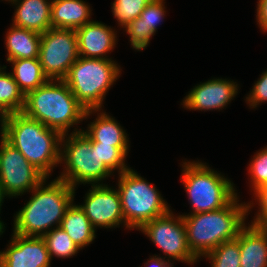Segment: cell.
Here are the masks:
<instances>
[{
	"instance_id": "44dd1931",
	"label": "cell",
	"mask_w": 267,
	"mask_h": 267,
	"mask_svg": "<svg viewBox=\"0 0 267 267\" xmlns=\"http://www.w3.org/2000/svg\"><path fill=\"white\" fill-rule=\"evenodd\" d=\"M7 62L17 59L38 58L41 34L11 25L5 37Z\"/></svg>"
},
{
	"instance_id": "4dcf8cb0",
	"label": "cell",
	"mask_w": 267,
	"mask_h": 267,
	"mask_svg": "<svg viewBox=\"0 0 267 267\" xmlns=\"http://www.w3.org/2000/svg\"><path fill=\"white\" fill-rule=\"evenodd\" d=\"M254 195L260 208L253 221H251V225L267 227V184L256 189Z\"/></svg>"
},
{
	"instance_id": "7a4b0ae2",
	"label": "cell",
	"mask_w": 267,
	"mask_h": 267,
	"mask_svg": "<svg viewBox=\"0 0 267 267\" xmlns=\"http://www.w3.org/2000/svg\"><path fill=\"white\" fill-rule=\"evenodd\" d=\"M238 197L219 210L182 214L188 246L197 259L206 256L221 243L236 239L246 225V215L254 203H239Z\"/></svg>"
},
{
	"instance_id": "7c38bea8",
	"label": "cell",
	"mask_w": 267,
	"mask_h": 267,
	"mask_svg": "<svg viewBox=\"0 0 267 267\" xmlns=\"http://www.w3.org/2000/svg\"><path fill=\"white\" fill-rule=\"evenodd\" d=\"M91 189V190H90ZM85 195L84 204L79 205L92 226L104 228L126 227L121 208V199L118 190L107 184L91 185Z\"/></svg>"
},
{
	"instance_id": "30bf717a",
	"label": "cell",
	"mask_w": 267,
	"mask_h": 267,
	"mask_svg": "<svg viewBox=\"0 0 267 267\" xmlns=\"http://www.w3.org/2000/svg\"><path fill=\"white\" fill-rule=\"evenodd\" d=\"M139 230L147 235L164 253L167 260H177L190 265L197 262L198 259L192 254L188 246L182 215L175 217L170 210L168 213L143 224Z\"/></svg>"
},
{
	"instance_id": "e0dca14e",
	"label": "cell",
	"mask_w": 267,
	"mask_h": 267,
	"mask_svg": "<svg viewBox=\"0 0 267 267\" xmlns=\"http://www.w3.org/2000/svg\"><path fill=\"white\" fill-rule=\"evenodd\" d=\"M16 5L12 25L44 33L51 28V3L48 0H8Z\"/></svg>"
},
{
	"instance_id": "8992f818",
	"label": "cell",
	"mask_w": 267,
	"mask_h": 267,
	"mask_svg": "<svg viewBox=\"0 0 267 267\" xmlns=\"http://www.w3.org/2000/svg\"><path fill=\"white\" fill-rule=\"evenodd\" d=\"M117 64L112 59L78 57L63 81L86 110H100L110 86L120 76Z\"/></svg>"
},
{
	"instance_id": "d6a6232c",
	"label": "cell",
	"mask_w": 267,
	"mask_h": 267,
	"mask_svg": "<svg viewBox=\"0 0 267 267\" xmlns=\"http://www.w3.org/2000/svg\"><path fill=\"white\" fill-rule=\"evenodd\" d=\"M174 263H172V260H167L163 257H160L158 255H153L150 257L149 260H147L145 262V266L144 267H173Z\"/></svg>"
},
{
	"instance_id": "4316f807",
	"label": "cell",
	"mask_w": 267,
	"mask_h": 267,
	"mask_svg": "<svg viewBox=\"0 0 267 267\" xmlns=\"http://www.w3.org/2000/svg\"><path fill=\"white\" fill-rule=\"evenodd\" d=\"M151 0H114L112 13L121 28L134 21L140 16L144 8Z\"/></svg>"
},
{
	"instance_id": "8fae6325",
	"label": "cell",
	"mask_w": 267,
	"mask_h": 267,
	"mask_svg": "<svg viewBox=\"0 0 267 267\" xmlns=\"http://www.w3.org/2000/svg\"><path fill=\"white\" fill-rule=\"evenodd\" d=\"M0 142V184L7 197L31 192L47 177L2 135Z\"/></svg>"
},
{
	"instance_id": "2e32d148",
	"label": "cell",
	"mask_w": 267,
	"mask_h": 267,
	"mask_svg": "<svg viewBox=\"0 0 267 267\" xmlns=\"http://www.w3.org/2000/svg\"><path fill=\"white\" fill-rule=\"evenodd\" d=\"M164 3V0H151L140 16L126 26L125 31L129 35L132 49L141 51L149 45L158 24L165 18Z\"/></svg>"
},
{
	"instance_id": "ac0fdd59",
	"label": "cell",
	"mask_w": 267,
	"mask_h": 267,
	"mask_svg": "<svg viewBox=\"0 0 267 267\" xmlns=\"http://www.w3.org/2000/svg\"><path fill=\"white\" fill-rule=\"evenodd\" d=\"M240 267H267V227L245 225L239 232Z\"/></svg>"
},
{
	"instance_id": "7402d4cb",
	"label": "cell",
	"mask_w": 267,
	"mask_h": 267,
	"mask_svg": "<svg viewBox=\"0 0 267 267\" xmlns=\"http://www.w3.org/2000/svg\"><path fill=\"white\" fill-rule=\"evenodd\" d=\"M60 227L80 249L91 244L96 238V229L92 226L80 206L74 204V201L66 209Z\"/></svg>"
},
{
	"instance_id": "cb8c5ba5",
	"label": "cell",
	"mask_w": 267,
	"mask_h": 267,
	"mask_svg": "<svg viewBox=\"0 0 267 267\" xmlns=\"http://www.w3.org/2000/svg\"><path fill=\"white\" fill-rule=\"evenodd\" d=\"M6 67L0 66V118L10 113L22 112L25 105V96L12 73H6Z\"/></svg>"
},
{
	"instance_id": "ba28073f",
	"label": "cell",
	"mask_w": 267,
	"mask_h": 267,
	"mask_svg": "<svg viewBox=\"0 0 267 267\" xmlns=\"http://www.w3.org/2000/svg\"><path fill=\"white\" fill-rule=\"evenodd\" d=\"M119 175L117 190L126 229H139L143 224L168 213L171 208L158 189L131 167Z\"/></svg>"
},
{
	"instance_id": "484cf974",
	"label": "cell",
	"mask_w": 267,
	"mask_h": 267,
	"mask_svg": "<svg viewBox=\"0 0 267 267\" xmlns=\"http://www.w3.org/2000/svg\"><path fill=\"white\" fill-rule=\"evenodd\" d=\"M204 257L210 260L211 267H240L239 234L236 239L221 243Z\"/></svg>"
},
{
	"instance_id": "9a60e30c",
	"label": "cell",
	"mask_w": 267,
	"mask_h": 267,
	"mask_svg": "<svg viewBox=\"0 0 267 267\" xmlns=\"http://www.w3.org/2000/svg\"><path fill=\"white\" fill-rule=\"evenodd\" d=\"M75 31L79 57L112 59L107 58L106 53L113 51L117 43L118 36L113 27L93 20Z\"/></svg>"
},
{
	"instance_id": "603a6c76",
	"label": "cell",
	"mask_w": 267,
	"mask_h": 267,
	"mask_svg": "<svg viewBox=\"0 0 267 267\" xmlns=\"http://www.w3.org/2000/svg\"><path fill=\"white\" fill-rule=\"evenodd\" d=\"M9 63H12L11 73L24 96L49 80L44 75L38 58L10 60Z\"/></svg>"
},
{
	"instance_id": "6da1fadb",
	"label": "cell",
	"mask_w": 267,
	"mask_h": 267,
	"mask_svg": "<svg viewBox=\"0 0 267 267\" xmlns=\"http://www.w3.org/2000/svg\"><path fill=\"white\" fill-rule=\"evenodd\" d=\"M1 135L47 178L60 164L62 134L26 116L10 113L0 118Z\"/></svg>"
},
{
	"instance_id": "277c9868",
	"label": "cell",
	"mask_w": 267,
	"mask_h": 267,
	"mask_svg": "<svg viewBox=\"0 0 267 267\" xmlns=\"http://www.w3.org/2000/svg\"><path fill=\"white\" fill-rule=\"evenodd\" d=\"M45 126L68 134L70 127L88 119L95 110H86L63 80H48L25 96L22 111ZM69 130V131H68Z\"/></svg>"
},
{
	"instance_id": "3957f363",
	"label": "cell",
	"mask_w": 267,
	"mask_h": 267,
	"mask_svg": "<svg viewBox=\"0 0 267 267\" xmlns=\"http://www.w3.org/2000/svg\"><path fill=\"white\" fill-rule=\"evenodd\" d=\"M45 182L46 179L31 191L30 200L14 215V233L42 237L61 225L66 209L74 201L76 189L59 178L49 184Z\"/></svg>"
},
{
	"instance_id": "5b68a950",
	"label": "cell",
	"mask_w": 267,
	"mask_h": 267,
	"mask_svg": "<svg viewBox=\"0 0 267 267\" xmlns=\"http://www.w3.org/2000/svg\"><path fill=\"white\" fill-rule=\"evenodd\" d=\"M74 129L69 135H62L60 164L64 162L65 167L57 178L74 189L79 184H100L113 173L100 160L97 142H91L82 129Z\"/></svg>"
},
{
	"instance_id": "e575fe53",
	"label": "cell",
	"mask_w": 267,
	"mask_h": 267,
	"mask_svg": "<svg viewBox=\"0 0 267 267\" xmlns=\"http://www.w3.org/2000/svg\"><path fill=\"white\" fill-rule=\"evenodd\" d=\"M4 228H5V226H3V225L0 223V236L3 234V232H4Z\"/></svg>"
},
{
	"instance_id": "d6986e66",
	"label": "cell",
	"mask_w": 267,
	"mask_h": 267,
	"mask_svg": "<svg viewBox=\"0 0 267 267\" xmlns=\"http://www.w3.org/2000/svg\"><path fill=\"white\" fill-rule=\"evenodd\" d=\"M100 111V113H98ZM97 118L82 130L91 142H98L118 147L126 156L129 151V138L121 125L103 110H95Z\"/></svg>"
},
{
	"instance_id": "5bb4252c",
	"label": "cell",
	"mask_w": 267,
	"mask_h": 267,
	"mask_svg": "<svg viewBox=\"0 0 267 267\" xmlns=\"http://www.w3.org/2000/svg\"><path fill=\"white\" fill-rule=\"evenodd\" d=\"M238 84L234 81L214 78L195 85L182 100L184 108L189 110H222L238 93Z\"/></svg>"
},
{
	"instance_id": "1f68e13d",
	"label": "cell",
	"mask_w": 267,
	"mask_h": 267,
	"mask_svg": "<svg viewBox=\"0 0 267 267\" xmlns=\"http://www.w3.org/2000/svg\"><path fill=\"white\" fill-rule=\"evenodd\" d=\"M257 24L263 30L267 31V0H258L257 2Z\"/></svg>"
},
{
	"instance_id": "83f0119b",
	"label": "cell",
	"mask_w": 267,
	"mask_h": 267,
	"mask_svg": "<svg viewBox=\"0 0 267 267\" xmlns=\"http://www.w3.org/2000/svg\"><path fill=\"white\" fill-rule=\"evenodd\" d=\"M97 154L105 166L114 173L118 170V174L129 169L126 165V155L116 146L106 145L97 142Z\"/></svg>"
},
{
	"instance_id": "52a82bcc",
	"label": "cell",
	"mask_w": 267,
	"mask_h": 267,
	"mask_svg": "<svg viewBox=\"0 0 267 267\" xmlns=\"http://www.w3.org/2000/svg\"><path fill=\"white\" fill-rule=\"evenodd\" d=\"M182 163L181 181L192 206L189 214L219 210L237 196L233 182L211 169L206 163Z\"/></svg>"
},
{
	"instance_id": "9c48e42d",
	"label": "cell",
	"mask_w": 267,
	"mask_h": 267,
	"mask_svg": "<svg viewBox=\"0 0 267 267\" xmlns=\"http://www.w3.org/2000/svg\"><path fill=\"white\" fill-rule=\"evenodd\" d=\"M79 57L74 29L50 28L41 34L39 62L49 80H63Z\"/></svg>"
},
{
	"instance_id": "d4e9b609",
	"label": "cell",
	"mask_w": 267,
	"mask_h": 267,
	"mask_svg": "<svg viewBox=\"0 0 267 267\" xmlns=\"http://www.w3.org/2000/svg\"><path fill=\"white\" fill-rule=\"evenodd\" d=\"M42 238L45 240L51 260L54 255L58 258H69L81 250L60 226L48 231Z\"/></svg>"
},
{
	"instance_id": "836d02e7",
	"label": "cell",
	"mask_w": 267,
	"mask_h": 267,
	"mask_svg": "<svg viewBox=\"0 0 267 267\" xmlns=\"http://www.w3.org/2000/svg\"><path fill=\"white\" fill-rule=\"evenodd\" d=\"M5 197L6 196L4 194L3 189L1 188V184H0V210H1L2 203H3ZM0 223L4 226V223L1 220H0Z\"/></svg>"
},
{
	"instance_id": "ffe728a7",
	"label": "cell",
	"mask_w": 267,
	"mask_h": 267,
	"mask_svg": "<svg viewBox=\"0 0 267 267\" xmlns=\"http://www.w3.org/2000/svg\"><path fill=\"white\" fill-rule=\"evenodd\" d=\"M51 28L78 29L92 21L91 9L83 0H52Z\"/></svg>"
},
{
	"instance_id": "f1b7e54d",
	"label": "cell",
	"mask_w": 267,
	"mask_h": 267,
	"mask_svg": "<svg viewBox=\"0 0 267 267\" xmlns=\"http://www.w3.org/2000/svg\"><path fill=\"white\" fill-rule=\"evenodd\" d=\"M248 170L253 191L267 184V147L255 154L249 163Z\"/></svg>"
},
{
	"instance_id": "4fadbf2b",
	"label": "cell",
	"mask_w": 267,
	"mask_h": 267,
	"mask_svg": "<svg viewBox=\"0 0 267 267\" xmlns=\"http://www.w3.org/2000/svg\"><path fill=\"white\" fill-rule=\"evenodd\" d=\"M7 249L0 251V267H50L51 258L42 237L13 232Z\"/></svg>"
},
{
	"instance_id": "f546056e",
	"label": "cell",
	"mask_w": 267,
	"mask_h": 267,
	"mask_svg": "<svg viewBox=\"0 0 267 267\" xmlns=\"http://www.w3.org/2000/svg\"><path fill=\"white\" fill-rule=\"evenodd\" d=\"M245 100L250 108H256L260 103L267 101V70L255 82Z\"/></svg>"
}]
</instances>
